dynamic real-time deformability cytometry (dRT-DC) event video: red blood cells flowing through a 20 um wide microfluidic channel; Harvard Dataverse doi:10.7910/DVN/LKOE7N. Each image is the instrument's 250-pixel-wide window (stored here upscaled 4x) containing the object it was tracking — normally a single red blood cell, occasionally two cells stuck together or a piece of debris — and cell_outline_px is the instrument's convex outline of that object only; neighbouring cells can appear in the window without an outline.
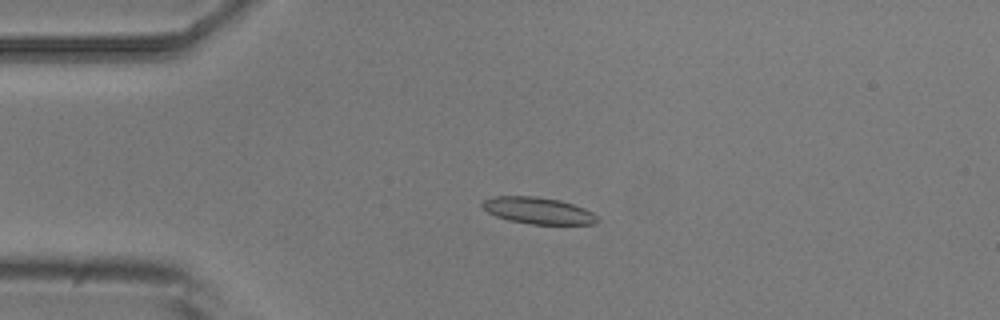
{"species": "common noctule bat (a hibernating species)", "species_latin": "Nyctalus noctula", "temperature_condition": "room temperature", "stored_images_in_passage": 4, "camera_frame_rate_fps": 3000, "um_per_image_px": 0.085, "animal": {"sex": "male", "body_mass_g": 20.5, "forearm_length_mm": 52.5}, "frame": {"image": 1, "passage_image": 4, "time_ms": 3.333, "image_size_px": [1000, 320], "cell_outline_px": [[600, 220], [596, 224], [532, 224], [508, 220], [496, 216], [488, 212], [480, 204], [484, 200], [496, 196], [536, 196], [560, 200], [584, 208], [592, 212]], "centroid_in_image_um": [45.75, 17.9], "position_along_channel_um": 39.2, "area_um2": 17.8}}